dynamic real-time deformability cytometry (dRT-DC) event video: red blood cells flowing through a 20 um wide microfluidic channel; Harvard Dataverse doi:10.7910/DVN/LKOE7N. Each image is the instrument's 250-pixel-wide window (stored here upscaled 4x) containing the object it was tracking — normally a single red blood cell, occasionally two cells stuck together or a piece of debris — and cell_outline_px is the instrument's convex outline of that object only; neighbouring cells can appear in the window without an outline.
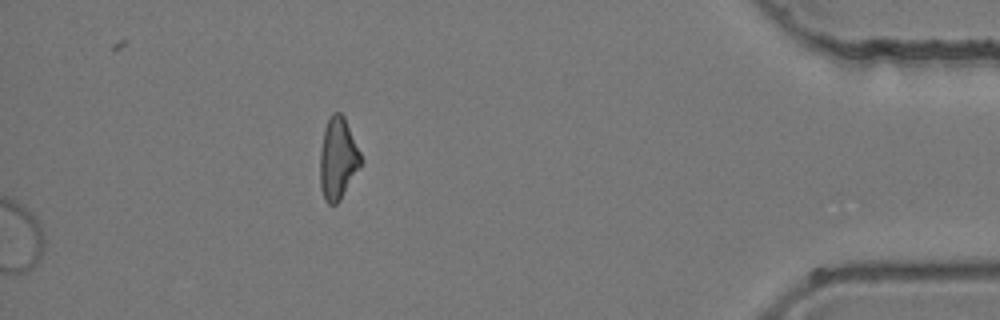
{"species": "common noctule bat (a hibernating species)", "species_latin": "Nyctalus noctula", "temperature_condition": "room temperature", "stored_images_in_passage": 41, "segment_of_instrument_passage": [2, 2], "camera_frame_rate_fps": 3000, "um_per_image_px": 0.085, "animal": {"sex": "female", "body_mass_g": 24.6, "forearm_length_mm": 56.2}, "frame": {"image": 1, "passage_image": 41, "time_ms": 13.333, "image_size_px": [1000, 320], "cell_outline_px": [[364, 160], [340, 200], [336, 204], [328, 204], [324, 200], [320, 188], [320, 152], [324, 128], [332, 112], [340, 112], [344, 116]], "centroid_in_image_um": [28.72, 13.48], "position_along_channel_um": 406.5, "area_um2": 19.59}}